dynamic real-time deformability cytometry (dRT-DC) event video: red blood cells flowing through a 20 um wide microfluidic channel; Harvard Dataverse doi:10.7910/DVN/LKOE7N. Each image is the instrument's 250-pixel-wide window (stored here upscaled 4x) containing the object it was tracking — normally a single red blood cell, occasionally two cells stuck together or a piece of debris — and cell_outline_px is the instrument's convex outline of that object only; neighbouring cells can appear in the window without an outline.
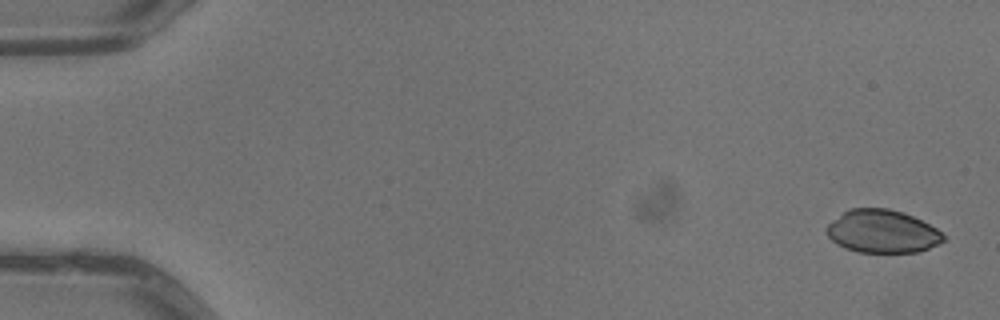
{"species": "common noctule bat (a hibernating species)", "species_latin": "Nyctalus noctula", "temperature_condition": "warm", "stored_images_in_passage": 5, "camera_frame_rate_fps": 3000, "um_per_image_px": 0.085, "animal": {"sex": "male", "body_mass_g": 13.3}, "frame": {"image": 1, "passage_image": 1, "time_ms": 0.0, "image_size_px": [1000, 320], "cell_outline_px": [[944, 240], [940, 244], [920, 252], [860, 252], [844, 248], [836, 244], [824, 232], [824, 228], [828, 224], [848, 208], [888, 208], [904, 212], [936, 228], [944, 236]], "centroid_in_image_um": [74.97, 19.67], "position_along_channel_um": 10.0, "area_um2": 29.42}}
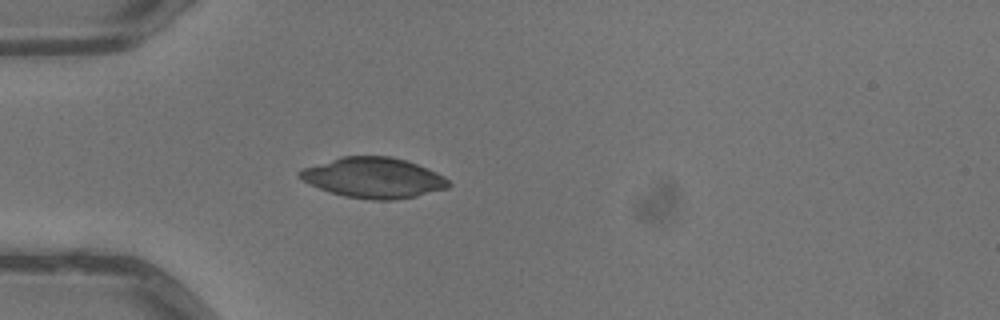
{"frame": {"image": 2, "passage_image": 5, "time_ms": 1.333, "image_size_px": [1000, 320], "cell_outline_px": [[452, 184], [448, 188], [416, 196], [396, 200], [372, 200], [344, 196], [320, 188], [296, 176], [296, 172], [300, 168], [340, 156], [392, 156], [416, 164], [436, 172], [444, 176]], "centroid_in_image_um": [31.73, 15.1], "position_along_channel_um": 53.3, "area_um2": 35.14}}